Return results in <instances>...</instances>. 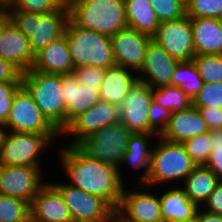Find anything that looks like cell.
Listing matches in <instances>:
<instances>
[{
    "label": "cell",
    "instance_id": "cell-1",
    "mask_svg": "<svg viewBox=\"0 0 222 222\" xmlns=\"http://www.w3.org/2000/svg\"><path fill=\"white\" fill-rule=\"evenodd\" d=\"M60 144L56 149L60 155L58 164L66 182L87 193L106 200L117 209L125 185L119 176V169L89 157L77 145Z\"/></svg>",
    "mask_w": 222,
    "mask_h": 222
},
{
    "label": "cell",
    "instance_id": "cell-2",
    "mask_svg": "<svg viewBox=\"0 0 222 222\" xmlns=\"http://www.w3.org/2000/svg\"><path fill=\"white\" fill-rule=\"evenodd\" d=\"M195 167L182 143L158 137L152 150L147 186L155 188L168 187L169 184L170 187L181 186Z\"/></svg>",
    "mask_w": 222,
    "mask_h": 222
},
{
    "label": "cell",
    "instance_id": "cell-3",
    "mask_svg": "<svg viewBox=\"0 0 222 222\" xmlns=\"http://www.w3.org/2000/svg\"><path fill=\"white\" fill-rule=\"evenodd\" d=\"M66 42L74 68L115 66L111 37L94 30L80 28L70 19L65 30Z\"/></svg>",
    "mask_w": 222,
    "mask_h": 222
},
{
    "label": "cell",
    "instance_id": "cell-4",
    "mask_svg": "<svg viewBox=\"0 0 222 222\" xmlns=\"http://www.w3.org/2000/svg\"><path fill=\"white\" fill-rule=\"evenodd\" d=\"M68 9L76 26L109 37L128 26L124 0H79Z\"/></svg>",
    "mask_w": 222,
    "mask_h": 222
},
{
    "label": "cell",
    "instance_id": "cell-5",
    "mask_svg": "<svg viewBox=\"0 0 222 222\" xmlns=\"http://www.w3.org/2000/svg\"><path fill=\"white\" fill-rule=\"evenodd\" d=\"M10 21L28 37L30 49L35 56L53 40L64 35L69 21V9L41 14L22 10H7Z\"/></svg>",
    "mask_w": 222,
    "mask_h": 222
},
{
    "label": "cell",
    "instance_id": "cell-6",
    "mask_svg": "<svg viewBox=\"0 0 222 222\" xmlns=\"http://www.w3.org/2000/svg\"><path fill=\"white\" fill-rule=\"evenodd\" d=\"M22 85L32 95L46 119L62 133L65 129L62 75L34 71L31 68L22 73Z\"/></svg>",
    "mask_w": 222,
    "mask_h": 222
},
{
    "label": "cell",
    "instance_id": "cell-7",
    "mask_svg": "<svg viewBox=\"0 0 222 222\" xmlns=\"http://www.w3.org/2000/svg\"><path fill=\"white\" fill-rule=\"evenodd\" d=\"M4 126L13 132L45 134L58 147L61 143V133L42 114L23 85L14 94Z\"/></svg>",
    "mask_w": 222,
    "mask_h": 222
},
{
    "label": "cell",
    "instance_id": "cell-8",
    "mask_svg": "<svg viewBox=\"0 0 222 222\" xmlns=\"http://www.w3.org/2000/svg\"><path fill=\"white\" fill-rule=\"evenodd\" d=\"M51 148L53 150L56 146L45 134L7 131L0 153V165H29L44 169L46 159L51 156L44 160L42 157Z\"/></svg>",
    "mask_w": 222,
    "mask_h": 222
},
{
    "label": "cell",
    "instance_id": "cell-9",
    "mask_svg": "<svg viewBox=\"0 0 222 222\" xmlns=\"http://www.w3.org/2000/svg\"><path fill=\"white\" fill-rule=\"evenodd\" d=\"M132 134L119 121L90 134L77 146L89 157L119 169Z\"/></svg>",
    "mask_w": 222,
    "mask_h": 222
},
{
    "label": "cell",
    "instance_id": "cell-10",
    "mask_svg": "<svg viewBox=\"0 0 222 222\" xmlns=\"http://www.w3.org/2000/svg\"><path fill=\"white\" fill-rule=\"evenodd\" d=\"M127 188L126 185L115 210L124 222H163L158 187L132 183Z\"/></svg>",
    "mask_w": 222,
    "mask_h": 222
},
{
    "label": "cell",
    "instance_id": "cell-11",
    "mask_svg": "<svg viewBox=\"0 0 222 222\" xmlns=\"http://www.w3.org/2000/svg\"><path fill=\"white\" fill-rule=\"evenodd\" d=\"M50 182L60 192L71 215L72 222H103L108 220L115 209L103 198L76 188L66 180Z\"/></svg>",
    "mask_w": 222,
    "mask_h": 222
},
{
    "label": "cell",
    "instance_id": "cell-12",
    "mask_svg": "<svg viewBox=\"0 0 222 222\" xmlns=\"http://www.w3.org/2000/svg\"><path fill=\"white\" fill-rule=\"evenodd\" d=\"M44 171L37 166L0 165V195L15 197L31 203L50 177L47 170Z\"/></svg>",
    "mask_w": 222,
    "mask_h": 222
},
{
    "label": "cell",
    "instance_id": "cell-13",
    "mask_svg": "<svg viewBox=\"0 0 222 222\" xmlns=\"http://www.w3.org/2000/svg\"><path fill=\"white\" fill-rule=\"evenodd\" d=\"M119 121V107L106 101L99 100L93 107L76 117L62 131L61 143L64 142L66 145H78L90 134ZM63 139L64 141H62Z\"/></svg>",
    "mask_w": 222,
    "mask_h": 222
},
{
    "label": "cell",
    "instance_id": "cell-14",
    "mask_svg": "<svg viewBox=\"0 0 222 222\" xmlns=\"http://www.w3.org/2000/svg\"><path fill=\"white\" fill-rule=\"evenodd\" d=\"M170 56L178 61H192L196 56L192 24L189 16L161 22L152 37Z\"/></svg>",
    "mask_w": 222,
    "mask_h": 222
},
{
    "label": "cell",
    "instance_id": "cell-15",
    "mask_svg": "<svg viewBox=\"0 0 222 222\" xmlns=\"http://www.w3.org/2000/svg\"><path fill=\"white\" fill-rule=\"evenodd\" d=\"M153 100L152 88L137 80L119 107L120 122L133 133H156L149 125L148 111Z\"/></svg>",
    "mask_w": 222,
    "mask_h": 222
},
{
    "label": "cell",
    "instance_id": "cell-16",
    "mask_svg": "<svg viewBox=\"0 0 222 222\" xmlns=\"http://www.w3.org/2000/svg\"><path fill=\"white\" fill-rule=\"evenodd\" d=\"M158 137L159 135L157 133H133L130 136L124 159L119 166V176L125 186H129L130 184H127V182L124 181L126 179L125 176L127 175L125 172H123L122 167L124 166L127 167L126 170L130 167L133 170L132 172H134V175L135 172H137L136 175L140 174L136 177L135 180H132V182L134 183L133 185L148 184L151 168L152 150ZM138 171L141 173H139Z\"/></svg>",
    "mask_w": 222,
    "mask_h": 222
},
{
    "label": "cell",
    "instance_id": "cell-17",
    "mask_svg": "<svg viewBox=\"0 0 222 222\" xmlns=\"http://www.w3.org/2000/svg\"><path fill=\"white\" fill-rule=\"evenodd\" d=\"M153 38L131 27L120 29L111 37L116 65L138 73L144 64L146 51Z\"/></svg>",
    "mask_w": 222,
    "mask_h": 222
},
{
    "label": "cell",
    "instance_id": "cell-18",
    "mask_svg": "<svg viewBox=\"0 0 222 222\" xmlns=\"http://www.w3.org/2000/svg\"><path fill=\"white\" fill-rule=\"evenodd\" d=\"M179 62L152 40L148 45L142 69L137 73L138 80L151 88L171 85L172 76Z\"/></svg>",
    "mask_w": 222,
    "mask_h": 222
},
{
    "label": "cell",
    "instance_id": "cell-19",
    "mask_svg": "<svg viewBox=\"0 0 222 222\" xmlns=\"http://www.w3.org/2000/svg\"><path fill=\"white\" fill-rule=\"evenodd\" d=\"M61 93L65 103V128L100 100L99 89L81 84L73 73L62 75Z\"/></svg>",
    "mask_w": 222,
    "mask_h": 222
},
{
    "label": "cell",
    "instance_id": "cell-20",
    "mask_svg": "<svg viewBox=\"0 0 222 222\" xmlns=\"http://www.w3.org/2000/svg\"><path fill=\"white\" fill-rule=\"evenodd\" d=\"M30 209L34 222H72L60 192L49 180L32 199Z\"/></svg>",
    "mask_w": 222,
    "mask_h": 222
},
{
    "label": "cell",
    "instance_id": "cell-21",
    "mask_svg": "<svg viewBox=\"0 0 222 222\" xmlns=\"http://www.w3.org/2000/svg\"><path fill=\"white\" fill-rule=\"evenodd\" d=\"M208 126L199 110L191 106L189 109L172 112L170 120L159 135L164 140L183 143L185 140L208 132Z\"/></svg>",
    "mask_w": 222,
    "mask_h": 222
},
{
    "label": "cell",
    "instance_id": "cell-22",
    "mask_svg": "<svg viewBox=\"0 0 222 222\" xmlns=\"http://www.w3.org/2000/svg\"><path fill=\"white\" fill-rule=\"evenodd\" d=\"M0 57L10 61L22 72L32 68L35 56L29 40L11 21L4 27L0 36Z\"/></svg>",
    "mask_w": 222,
    "mask_h": 222
},
{
    "label": "cell",
    "instance_id": "cell-23",
    "mask_svg": "<svg viewBox=\"0 0 222 222\" xmlns=\"http://www.w3.org/2000/svg\"><path fill=\"white\" fill-rule=\"evenodd\" d=\"M32 69L34 71L60 75L73 73L74 66L65 33L35 55Z\"/></svg>",
    "mask_w": 222,
    "mask_h": 222
},
{
    "label": "cell",
    "instance_id": "cell-24",
    "mask_svg": "<svg viewBox=\"0 0 222 222\" xmlns=\"http://www.w3.org/2000/svg\"><path fill=\"white\" fill-rule=\"evenodd\" d=\"M137 80V73L125 67L115 65L106 69L99 89L100 100L120 107Z\"/></svg>",
    "mask_w": 222,
    "mask_h": 222
},
{
    "label": "cell",
    "instance_id": "cell-25",
    "mask_svg": "<svg viewBox=\"0 0 222 222\" xmlns=\"http://www.w3.org/2000/svg\"><path fill=\"white\" fill-rule=\"evenodd\" d=\"M196 55H222V25L217 18H190Z\"/></svg>",
    "mask_w": 222,
    "mask_h": 222
},
{
    "label": "cell",
    "instance_id": "cell-26",
    "mask_svg": "<svg viewBox=\"0 0 222 222\" xmlns=\"http://www.w3.org/2000/svg\"><path fill=\"white\" fill-rule=\"evenodd\" d=\"M158 194L163 222H178L197 213L198 207L180 186L158 187Z\"/></svg>",
    "mask_w": 222,
    "mask_h": 222
},
{
    "label": "cell",
    "instance_id": "cell-27",
    "mask_svg": "<svg viewBox=\"0 0 222 222\" xmlns=\"http://www.w3.org/2000/svg\"><path fill=\"white\" fill-rule=\"evenodd\" d=\"M221 180L206 166H196L181 184L188 199L202 207Z\"/></svg>",
    "mask_w": 222,
    "mask_h": 222
},
{
    "label": "cell",
    "instance_id": "cell-28",
    "mask_svg": "<svg viewBox=\"0 0 222 222\" xmlns=\"http://www.w3.org/2000/svg\"><path fill=\"white\" fill-rule=\"evenodd\" d=\"M128 27L153 37L159 27L153 6L149 0H124Z\"/></svg>",
    "mask_w": 222,
    "mask_h": 222
},
{
    "label": "cell",
    "instance_id": "cell-29",
    "mask_svg": "<svg viewBox=\"0 0 222 222\" xmlns=\"http://www.w3.org/2000/svg\"><path fill=\"white\" fill-rule=\"evenodd\" d=\"M171 85L181 88L191 99L200 91L204 81L199 75L194 61H181L177 64Z\"/></svg>",
    "mask_w": 222,
    "mask_h": 222
},
{
    "label": "cell",
    "instance_id": "cell-30",
    "mask_svg": "<svg viewBox=\"0 0 222 222\" xmlns=\"http://www.w3.org/2000/svg\"><path fill=\"white\" fill-rule=\"evenodd\" d=\"M152 97L159 106L171 112L186 110L192 106V99L174 85L152 88Z\"/></svg>",
    "mask_w": 222,
    "mask_h": 222
},
{
    "label": "cell",
    "instance_id": "cell-31",
    "mask_svg": "<svg viewBox=\"0 0 222 222\" xmlns=\"http://www.w3.org/2000/svg\"><path fill=\"white\" fill-rule=\"evenodd\" d=\"M30 220V202L0 195V222H29Z\"/></svg>",
    "mask_w": 222,
    "mask_h": 222
},
{
    "label": "cell",
    "instance_id": "cell-32",
    "mask_svg": "<svg viewBox=\"0 0 222 222\" xmlns=\"http://www.w3.org/2000/svg\"><path fill=\"white\" fill-rule=\"evenodd\" d=\"M193 61L204 83L222 82V55H196Z\"/></svg>",
    "mask_w": 222,
    "mask_h": 222
},
{
    "label": "cell",
    "instance_id": "cell-33",
    "mask_svg": "<svg viewBox=\"0 0 222 222\" xmlns=\"http://www.w3.org/2000/svg\"><path fill=\"white\" fill-rule=\"evenodd\" d=\"M182 144L196 166H205L207 164L212 151L210 131L191 137Z\"/></svg>",
    "mask_w": 222,
    "mask_h": 222
},
{
    "label": "cell",
    "instance_id": "cell-34",
    "mask_svg": "<svg viewBox=\"0 0 222 222\" xmlns=\"http://www.w3.org/2000/svg\"><path fill=\"white\" fill-rule=\"evenodd\" d=\"M158 21L181 19L186 15V5L180 0H149Z\"/></svg>",
    "mask_w": 222,
    "mask_h": 222
},
{
    "label": "cell",
    "instance_id": "cell-35",
    "mask_svg": "<svg viewBox=\"0 0 222 222\" xmlns=\"http://www.w3.org/2000/svg\"><path fill=\"white\" fill-rule=\"evenodd\" d=\"M192 106L222 109V82L204 83L192 99Z\"/></svg>",
    "mask_w": 222,
    "mask_h": 222
},
{
    "label": "cell",
    "instance_id": "cell-36",
    "mask_svg": "<svg viewBox=\"0 0 222 222\" xmlns=\"http://www.w3.org/2000/svg\"><path fill=\"white\" fill-rule=\"evenodd\" d=\"M222 14V0H190L186 4V15L190 18H219Z\"/></svg>",
    "mask_w": 222,
    "mask_h": 222
},
{
    "label": "cell",
    "instance_id": "cell-37",
    "mask_svg": "<svg viewBox=\"0 0 222 222\" xmlns=\"http://www.w3.org/2000/svg\"><path fill=\"white\" fill-rule=\"evenodd\" d=\"M63 5L59 0H13L7 10H22L46 14L59 10Z\"/></svg>",
    "mask_w": 222,
    "mask_h": 222
},
{
    "label": "cell",
    "instance_id": "cell-38",
    "mask_svg": "<svg viewBox=\"0 0 222 222\" xmlns=\"http://www.w3.org/2000/svg\"><path fill=\"white\" fill-rule=\"evenodd\" d=\"M210 141L212 151L205 166L222 180V130L210 131Z\"/></svg>",
    "mask_w": 222,
    "mask_h": 222
},
{
    "label": "cell",
    "instance_id": "cell-39",
    "mask_svg": "<svg viewBox=\"0 0 222 222\" xmlns=\"http://www.w3.org/2000/svg\"><path fill=\"white\" fill-rule=\"evenodd\" d=\"M22 83L0 82V123L5 124L11 109L12 100Z\"/></svg>",
    "mask_w": 222,
    "mask_h": 222
},
{
    "label": "cell",
    "instance_id": "cell-40",
    "mask_svg": "<svg viewBox=\"0 0 222 222\" xmlns=\"http://www.w3.org/2000/svg\"><path fill=\"white\" fill-rule=\"evenodd\" d=\"M172 112L169 109H164L152 100L148 111V120L150 127L160 135L166 128Z\"/></svg>",
    "mask_w": 222,
    "mask_h": 222
},
{
    "label": "cell",
    "instance_id": "cell-41",
    "mask_svg": "<svg viewBox=\"0 0 222 222\" xmlns=\"http://www.w3.org/2000/svg\"><path fill=\"white\" fill-rule=\"evenodd\" d=\"M106 70L94 66L74 68L73 74L83 85L96 86L100 89Z\"/></svg>",
    "mask_w": 222,
    "mask_h": 222
},
{
    "label": "cell",
    "instance_id": "cell-42",
    "mask_svg": "<svg viewBox=\"0 0 222 222\" xmlns=\"http://www.w3.org/2000/svg\"><path fill=\"white\" fill-rule=\"evenodd\" d=\"M22 73L10 61L0 57V82L22 83Z\"/></svg>",
    "mask_w": 222,
    "mask_h": 222
},
{
    "label": "cell",
    "instance_id": "cell-43",
    "mask_svg": "<svg viewBox=\"0 0 222 222\" xmlns=\"http://www.w3.org/2000/svg\"><path fill=\"white\" fill-rule=\"evenodd\" d=\"M208 126L209 131L222 130V109L212 107H196Z\"/></svg>",
    "mask_w": 222,
    "mask_h": 222
},
{
    "label": "cell",
    "instance_id": "cell-44",
    "mask_svg": "<svg viewBox=\"0 0 222 222\" xmlns=\"http://www.w3.org/2000/svg\"><path fill=\"white\" fill-rule=\"evenodd\" d=\"M201 208L208 212L222 215V180Z\"/></svg>",
    "mask_w": 222,
    "mask_h": 222
},
{
    "label": "cell",
    "instance_id": "cell-45",
    "mask_svg": "<svg viewBox=\"0 0 222 222\" xmlns=\"http://www.w3.org/2000/svg\"><path fill=\"white\" fill-rule=\"evenodd\" d=\"M199 222H222V215L199 208Z\"/></svg>",
    "mask_w": 222,
    "mask_h": 222
},
{
    "label": "cell",
    "instance_id": "cell-46",
    "mask_svg": "<svg viewBox=\"0 0 222 222\" xmlns=\"http://www.w3.org/2000/svg\"><path fill=\"white\" fill-rule=\"evenodd\" d=\"M9 21L10 17L7 8L0 7V36L2 35L4 27Z\"/></svg>",
    "mask_w": 222,
    "mask_h": 222
},
{
    "label": "cell",
    "instance_id": "cell-47",
    "mask_svg": "<svg viewBox=\"0 0 222 222\" xmlns=\"http://www.w3.org/2000/svg\"><path fill=\"white\" fill-rule=\"evenodd\" d=\"M7 128L4 126V124L0 123V153H1V149L4 143V139L7 133Z\"/></svg>",
    "mask_w": 222,
    "mask_h": 222
},
{
    "label": "cell",
    "instance_id": "cell-48",
    "mask_svg": "<svg viewBox=\"0 0 222 222\" xmlns=\"http://www.w3.org/2000/svg\"><path fill=\"white\" fill-rule=\"evenodd\" d=\"M178 222H199V208L197 210V213L195 215H193L192 217L185 219V220H181Z\"/></svg>",
    "mask_w": 222,
    "mask_h": 222
},
{
    "label": "cell",
    "instance_id": "cell-49",
    "mask_svg": "<svg viewBox=\"0 0 222 222\" xmlns=\"http://www.w3.org/2000/svg\"><path fill=\"white\" fill-rule=\"evenodd\" d=\"M103 222H124L116 213H114L108 220Z\"/></svg>",
    "mask_w": 222,
    "mask_h": 222
},
{
    "label": "cell",
    "instance_id": "cell-50",
    "mask_svg": "<svg viewBox=\"0 0 222 222\" xmlns=\"http://www.w3.org/2000/svg\"><path fill=\"white\" fill-rule=\"evenodd\" d=\"M78 1L79 0H59V2L67 8H69L73 3L78 2Z\"/></svg>",
    "mask_w": 222,
    "mask_h": 222
},
{
    "label": "cell",
    "instance_id": "cell-51",
    "mask_svg": "<svg viewBox=\"0 0 222 222\" xmlns=\"http://www.w3.org/2000/svg\"><path fill=\"white\" fill-rule=\"evenodd\" d=\"M13 0H0L1 8H8Z\"/></svg>",
    "mask_w": 222,
    "mask_h": 222
},
{
    "label": "cell",
    "instance_id": "cell-52",
    "mask_svg": "<svg viewBox=\"0 0 222 222\" xmlns=\"http://www.w3.org/2000/svg\"><path fill=\"white\" fill-rule=\"evenodd\" d=\"M180 1H182L186 5L190 0H180Z\"/></svg>",
    "mask_w": 222,
    "mask_h": 222
},
{
    "label": "cell",
    "instance_id": "cell-53",
    "mask_svg": "<svg viewBox=\"0 0 222 222\" xmlns=\"http://www.w3.org/2000/svg\"><path fill=\"white\" fill-rule=\"evenodd\" d=\"M218 19L220 21V24L222 25V14L220 15V17Z\"/></svg>",
    "mask_w": 222,
    "mask_h": 222
}]
</instances>
